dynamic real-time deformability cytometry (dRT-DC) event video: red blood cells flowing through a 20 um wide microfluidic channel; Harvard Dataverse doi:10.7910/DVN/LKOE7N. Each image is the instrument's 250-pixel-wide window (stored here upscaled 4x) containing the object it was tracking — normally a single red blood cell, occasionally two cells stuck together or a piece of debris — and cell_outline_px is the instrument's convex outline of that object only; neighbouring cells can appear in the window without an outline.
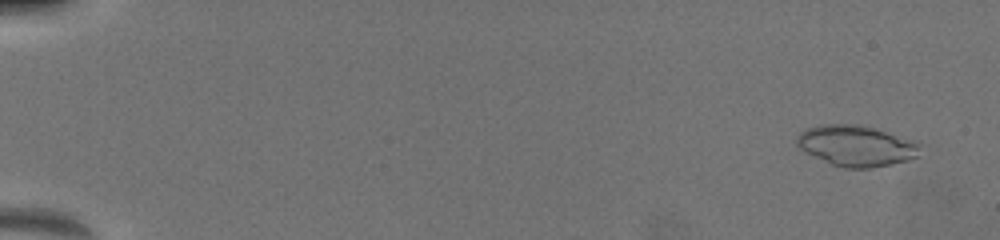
{"species": "common noctule bat (a hibernating species)", "species_latin": "Nyctalus noctula", "temperature_condition": "warm", "stored_images_in_passage": 10, "camera_frame_rate_fps": 3000, "um_per_image_px": 0.085, "animal": {"sex": "female", "body_mass_g": 19.5, "forearm_length_mm": 54.1}, "frame": {"image": 1, "passage_image": 1, "time_ms": 0.0, "image_size_px": [1000, 240], "cell_outline_px": [[920, 144], [916, 156], [908, 160], [868, 168], [848, 168], [832, 164], [800, 148], [796, 144], [796, 136], [800, 132], [808, 128], [820, 124], [856, 124], [920, 140]], "centroid_in_image_um": [72.81, 12.36], "position_along_channel_um": 12.2, "area_um2": 29.02}}